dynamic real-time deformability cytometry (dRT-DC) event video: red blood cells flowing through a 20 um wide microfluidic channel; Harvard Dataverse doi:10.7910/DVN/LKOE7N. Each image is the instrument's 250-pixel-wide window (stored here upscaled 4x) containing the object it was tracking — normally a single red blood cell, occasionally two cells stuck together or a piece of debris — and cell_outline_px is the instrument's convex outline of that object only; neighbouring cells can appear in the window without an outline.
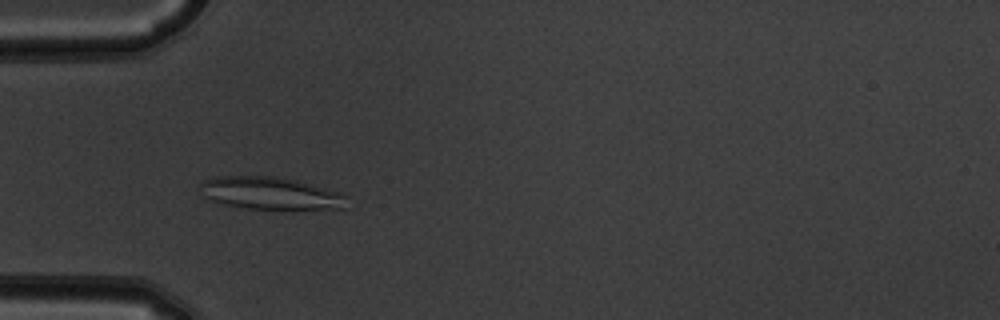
{"species": "common noctule bat (a hibernating species)", "species_latin": "Nyctalus noctula", "temperature_condition": "warm", "stored_images_in_passage": 43, "camera_frame_rate_fps": 3000, "um_per_image_px": 0.085, "animal": {"sex": "male", "body_mass_g": 19.5, "forearm_length_mm": 54.6}, "frame": {"image": 1, "passage_image": 7, "time_ms": 2.0, "image_size_px": [1000, 320], "cell_outline_px": [[348, 208], [244, 208], [224, 204], [208, 200], [204, 196], [200, 184], [204, 180], [216, 176], [276, 176], [296, 180], [312, 184], [340, 192], [348, 196]], "centroid_in_image_um": [23.0, 16.41], "position_along_channel_um": 62.0, "area_um2": 27.63}}
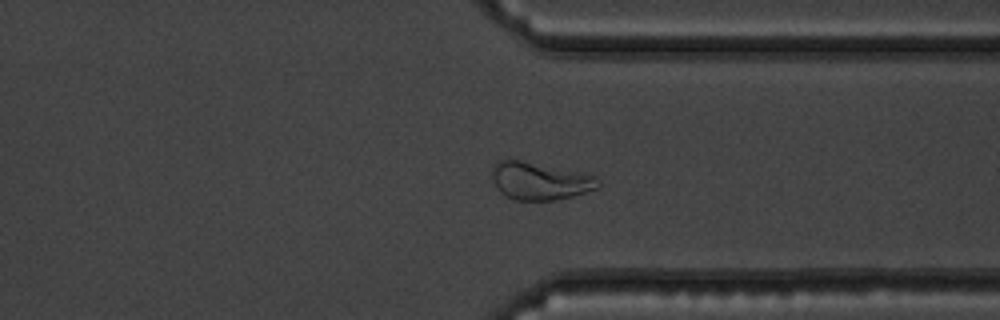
{"frame": {"image": 2, "passage_image": 31, "time_ms": 10.0, "image_size_px": [1000, 320], "cell_outline_px": [[600, 188], [572, 196], [556, 200], [516, 200], [500, 192], [496, 188], [492, 176], [492, 164], [496, 160], [520, 160], [580, 172], [596, 176], [600, 180]], "centroid_in_image_um": [45.89, 15.38], "position_along_channel_um": 365.5, "area_um2": 23.29}}
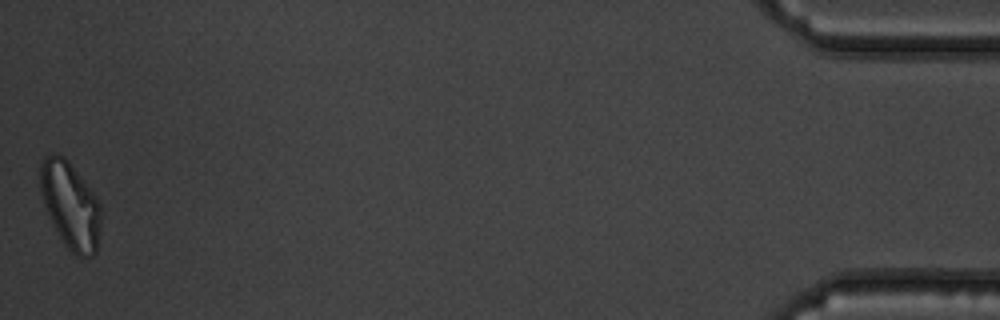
{"frame": {"image": 3, "passage_image": 43, "time_ms": 14.0, "image_size_px": [1000, 320], "cell_outline_px": [[100, 228], [96, 252], [92, 256], [76, 256], [64, 244], [44, 204], [40, 192], [40, 164], [44, 156], [48, 152], [56, 152], [64, 156], [84, 180], [96, 196], [100, 204]], "centroid_in_image_um": [5.97, 17.39], "position_along_channel_um": 429.2, "area_um2": 30.52}, "authors_computed_cell_mechanics": {"area_um2": 23.2934, "velocity_mm_per_s": 3.8301, "shape_relaxation_time_tau1_ms": null, "shape_relaxation_time_tau2_ms": 1.8571, "deformation_change_tau1": null, "deformation_change_tau2": 0.0484}}